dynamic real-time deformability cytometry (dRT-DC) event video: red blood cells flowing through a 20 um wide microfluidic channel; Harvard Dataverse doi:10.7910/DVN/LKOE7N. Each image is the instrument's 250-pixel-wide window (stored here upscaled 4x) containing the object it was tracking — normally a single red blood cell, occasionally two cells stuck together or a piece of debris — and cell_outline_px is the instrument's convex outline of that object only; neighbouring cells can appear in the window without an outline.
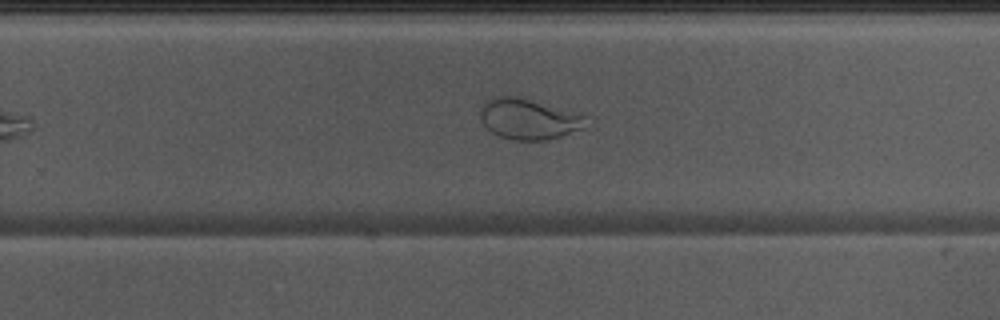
{"species": "Egyptian fruit bat (a non-hibernating species)", "species_latin": "Rousettus aegyptiacus", "temperature_condition": "warm", "stored_images_in_passage": 39, "camera_frame_rate_fps": 3000, "um_per_image_px": 0.085, "animal": {"sex": "male"}, "frame": {"image": 1, "passage_image": 23, "time_ms": 7.333, "image_size_px": [1000, 320], "cell_outline_px": [[592, 124], [584, 128], [548, 140], [512, 140], [500, 136], [492, 132], [480, 120], [480, 112], [484, 100], [492, 96], [516, 96], [588, 116]], "centroid_in_image_um": [44.96, 10.12], "position_along_channel_um": 284.8, "area_um2": 25.2}}
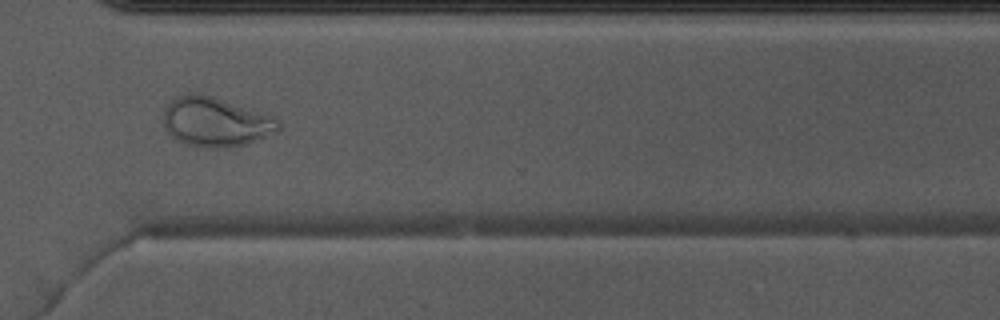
{"frame": {"image": 2, "passage_image": 28, "time_ms": 9.0, "image_size_px": [1000, 320], "cell_outline_px": [[280, 128], [276, 132], [268, 136], [244, 144], [224, 148], [208, 148], [184, 144], [176, 140], [164, 128], [164, 108], [176, 96], [184, 92], [196, 92], [212, 96], [272, 116], [280, 120]], "centroid_in_image_um": [18.29, 10.36], "position_along_channel_um": 352.3, "area_um2": 33.23}, "authors_computed_cell_mechanics": {"area_um2": 29.8826, "velocity_mm_per_s": 4.0402, "shape_relaxation_time_tau1_ms": null, "shape_relaxation_time_tau2_ms": 1.0251, "deformation_change_tau1": null, "deformation_change_tau2": 0.0689}}